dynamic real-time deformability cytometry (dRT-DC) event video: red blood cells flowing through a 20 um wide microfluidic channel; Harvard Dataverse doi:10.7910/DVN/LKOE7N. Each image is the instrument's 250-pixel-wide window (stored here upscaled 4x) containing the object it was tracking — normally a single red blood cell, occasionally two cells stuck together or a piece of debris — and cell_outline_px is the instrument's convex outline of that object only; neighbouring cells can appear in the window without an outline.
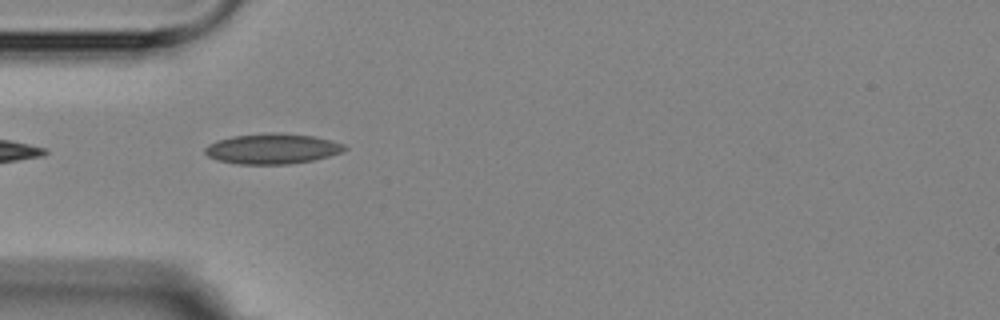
{"species": "Egyptian fruit bat (a non-hibernating species)", "species_latin": "Rousettus aegyptiacus", "temperature_condition": "room temperature", "stored_images_in_passage": 4, "camera_frame_rate_fps": 3000, "um_per_image_px": 0.085, "animal": {"sex": "female"}, "frame": {"image": 1, "passage_image": 2, "time_ms": 1.0, "image_size_px": [1000, 320], "cell_outline_px": [[348, 148], [344, 152], [312, 160], [288, 164], [240, 164], [216, 160], [208, 156], [204, 152], [204, 148], [208, 144], [216, 140], [232, 136], [268, 132], [280, 132], [312, 136], [332, 140], [344, 144]], "centroid_in_image_um": [23.14, 12.63], "position_along_channel_um": 61.9, "area_um2": 24.91}}
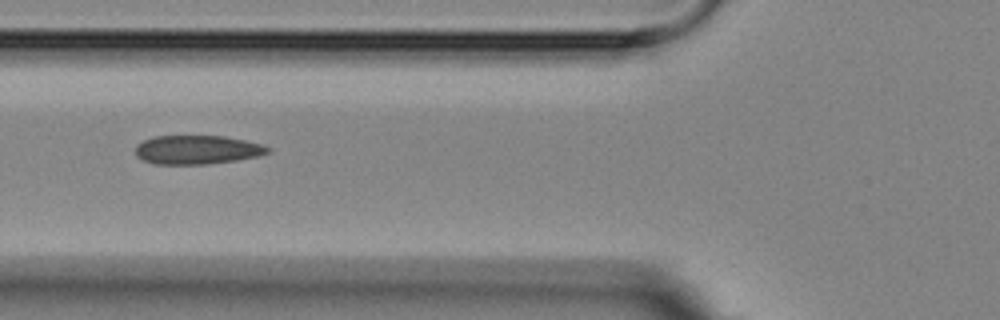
{"frame": {"image": 2, "passage_image": 3, "time_ms": 2.333, "image_size_px": [1000, 320], "cell_outline_px": [[272, 148], [268, 152], [256, 156], [236, 160], [208, 164], [152, 164], [136, 156], [136, 144], [152, 136], [224, 136], [264, 144]], "centroid_in_image_um": [16.74, 12.72], "position_along_channel_um": 109.1, "area_um2": 22.31}}
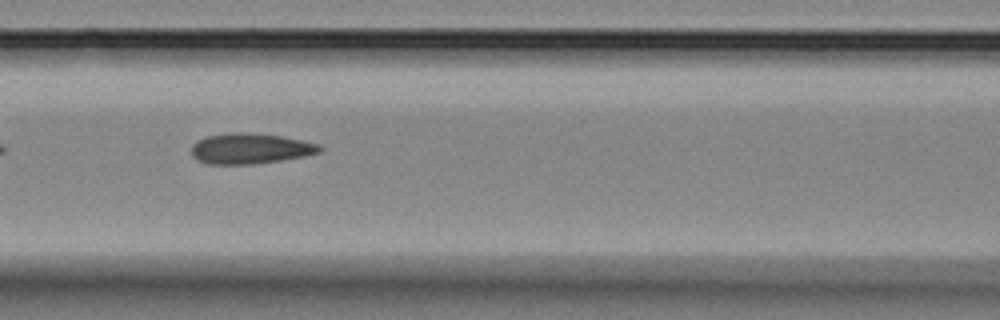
{"frame": {"image": 3, "passage_image": 4, "time_ms": 3.333, "image_size_px": [1000, 320], "cell_outline_px": [[324, 148], [320, 152], [304, 156], [256, 164], [208, 164], [196, 160], [192, 156], [192, 144], [196, 140], [208, 136], [232, 132], [244, 132], [280, 136], [320, 144]], "centroid_in_image_um": [21.25, 12.63], "position_along_channel_um": 145.4, "area_um2": 22.83}}